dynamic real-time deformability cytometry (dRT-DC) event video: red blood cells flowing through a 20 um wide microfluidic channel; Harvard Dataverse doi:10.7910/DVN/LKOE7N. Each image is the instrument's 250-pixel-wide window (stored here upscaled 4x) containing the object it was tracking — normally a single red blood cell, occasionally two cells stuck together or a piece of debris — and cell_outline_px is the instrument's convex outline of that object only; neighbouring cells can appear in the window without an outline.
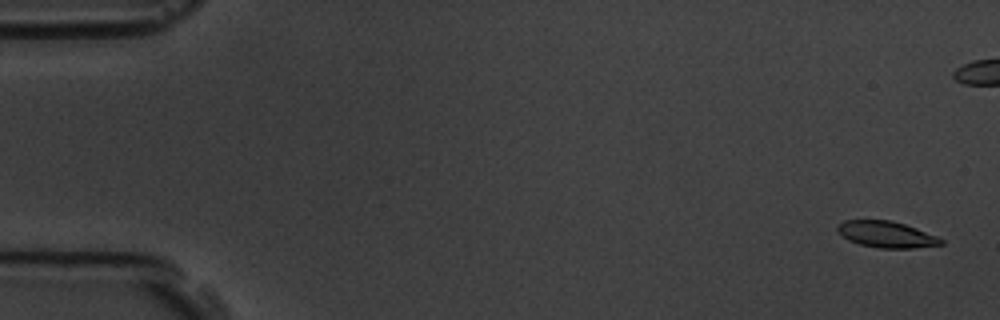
{"species": "common noctule bat (a hibernating species)", "species_latin": "Nyctalus noctula", "temperature_condition": "room temperature", "stored_images_in_passage": 59, "camera_frame_rate_fps": 3000, "um_per_image_px": 0.085, "animal": {"sex": "male", "body_mass_g": 19.5, "forearm_length_mm": 54.6}, "frame": {"image": 1, "passage_image": 2, "time_ms": 0.333, "image_size_px": [1000, 320], "cell_outline_px": [[944, 244], [916, 248], [876, 248], [860, 244], [848, 240], [836, 232], [836, 224], [844, 220], [892, 220], [916, 228], [936, 236], [944, 240]], "centroid_in_image_um": [75.3, 19.92], "position_along_channel_um": 9.7, "area_um2": 16.07}}
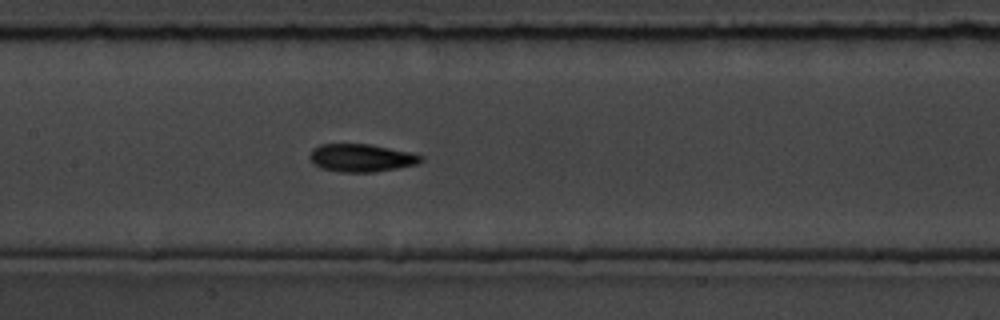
{"frame": {"image": 2, "passage_image": 28, "time_ms": 9.0, "image_size_px": [1000, 320], "cell_outline_px": [[424, 160], [416, 164], [396, 168], [372, 172], [340, 172], [320, 168], [312, 164], [308, 156], [312, 148], [320, 144], [368, 144], [408, 152], [424, 156]], "centroid_in_image_um": [30.64, 13.42], "position_along_channel_um": 176.8, "area_um2": 18.03}}
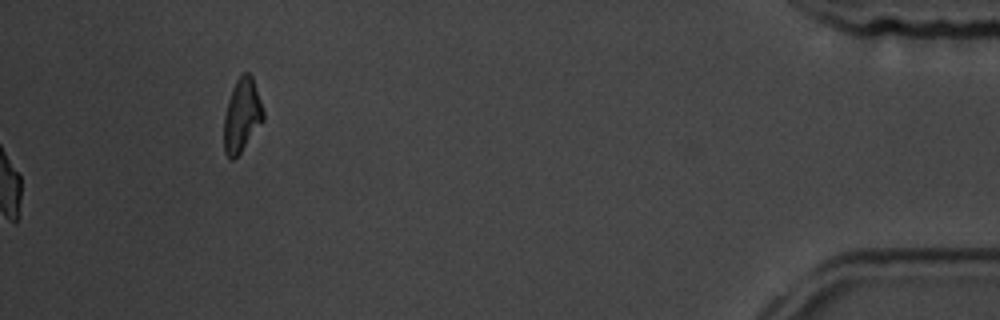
{"frame": {"image": 3, "passage_image": 59, "time_ms": 19.333, "image_size_px": [1000, 320], "cell_outline_px": [[264, 120], [240, 152], [232, 160], [224, 152], [224, 116], [228, 100], [232, 88], [236, 80], [244, 72], [248, 72], [252, 76], [264, 112]], "centroid_in_image_um": [20.55, 9.79], "position_along_channel_um": 414.6, "area_um2": 16.59}, "authors_computed_cell_mechanics": {"area_um2": 17.34, "velocity_mm_per_s": 3.5418, "shape_relaxation_time_tau1_ms": 2.4359, "shape_relaxation_time_tau2_ms": 2.4423, "deformation_change_tau1": 0.1359, "deformation_change_tau2": 0.0694}}